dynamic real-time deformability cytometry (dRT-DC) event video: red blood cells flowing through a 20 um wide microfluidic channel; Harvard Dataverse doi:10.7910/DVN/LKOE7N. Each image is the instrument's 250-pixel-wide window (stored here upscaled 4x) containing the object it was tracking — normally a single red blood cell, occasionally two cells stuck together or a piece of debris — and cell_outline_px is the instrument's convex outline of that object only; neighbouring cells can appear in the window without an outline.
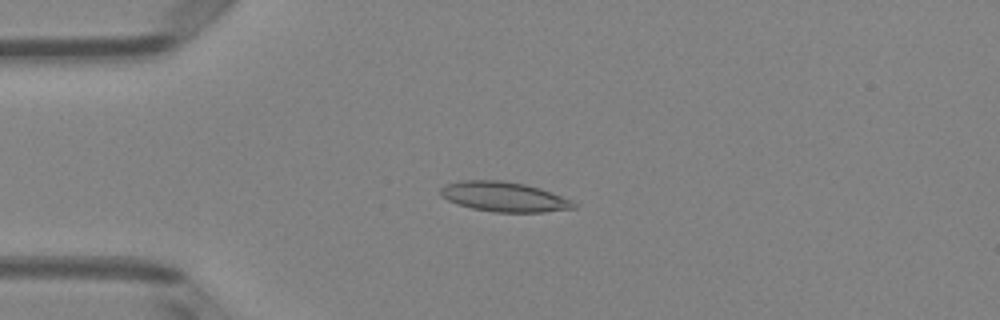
{"species": "Egyptian fruit bat (a non-hibernating species)", "species_latin": "Rousettus aegyptiacus", "temperature_condition": "room temperature", "stored_images_in_passage": 5, "camera_frame_rate_fps": 3000, "um_per_image_px": 0.085, "animal": {"sex": "female"}, "frame": {"image": 1, "passage_image": 3, "time_ms": 0.667, "image_size_px": [1000, 320], "cell_outline_px": [[576, 208], [544, 212], [492, 212], [472, 208], [448, 200], [440, 196], [440, 188], [444, 184], [460, 180], [500, 180], [524, 184], [540, 188], [572, 200], [576, 204]], "centroid_in_image_um": [42.83, 16.72], "position_along_channel_um": 42.2, "area_um2": 23.18}}
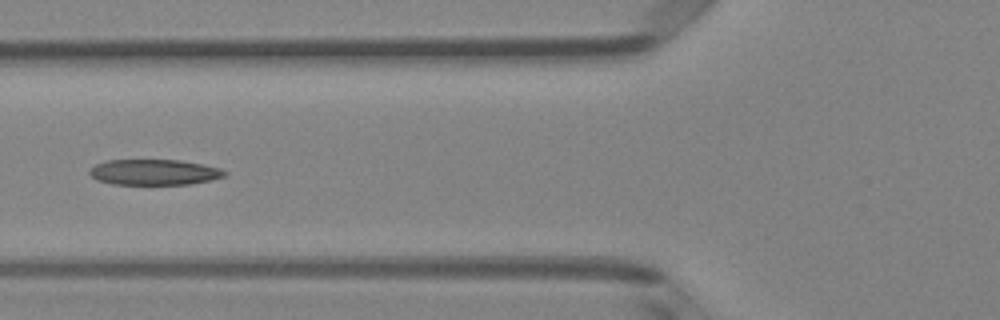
{"frame": {"image": 2, "passage_image": 5, "time_ms": 1.333, "image_size_px": [1000, 320], "cell_outline_px": [[228, 172], [224, 176], [208, 180], [188, 184], [112, 184], [96, 180], [88, 172], [96, 164], [104, 160], [180, 160], [220, 168]], "centroid_in_image_um": [13.06, 14.63], "position_along_channel_um": 112.7, "area_um2": 20.0}}